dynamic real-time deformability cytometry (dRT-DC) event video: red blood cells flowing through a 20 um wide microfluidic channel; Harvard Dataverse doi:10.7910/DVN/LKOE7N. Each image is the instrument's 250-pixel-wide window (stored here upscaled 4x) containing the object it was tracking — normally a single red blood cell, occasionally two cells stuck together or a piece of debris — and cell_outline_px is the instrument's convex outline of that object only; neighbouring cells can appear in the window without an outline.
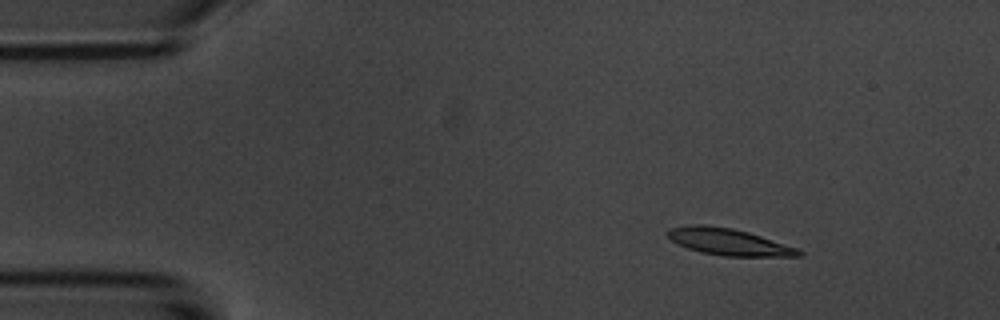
{"species": "common noctule bat (a hibernating species)", "species_latin": "Nyctalus noctula", "temperature_condition": "room temperature", "stored_images_in_passage": 4, "camera_frame_rate_fps": 3000, "um_per_image_px": 0.085, "animal": {"sex": "male", "body_mass_g": 20.1, "forearm_length_mm": 53.5}, "frame": {"image": 1, "passage_image": 2, "time_ms": 1.0, "image_size_px": [1000, 320], "cell_outline_px": [[804, 252], [800, 256], [724, 256], [700, 252], [688, 248], [672, 240], [668, 236], [668, 228], [688, 224], [704, 224], [732, 228], [748, 232], [796, 248]], "centroid_in_image_um": [61.9, 20.55], "position_along_channel_um": 23.1, "area_um2": 20.17}}